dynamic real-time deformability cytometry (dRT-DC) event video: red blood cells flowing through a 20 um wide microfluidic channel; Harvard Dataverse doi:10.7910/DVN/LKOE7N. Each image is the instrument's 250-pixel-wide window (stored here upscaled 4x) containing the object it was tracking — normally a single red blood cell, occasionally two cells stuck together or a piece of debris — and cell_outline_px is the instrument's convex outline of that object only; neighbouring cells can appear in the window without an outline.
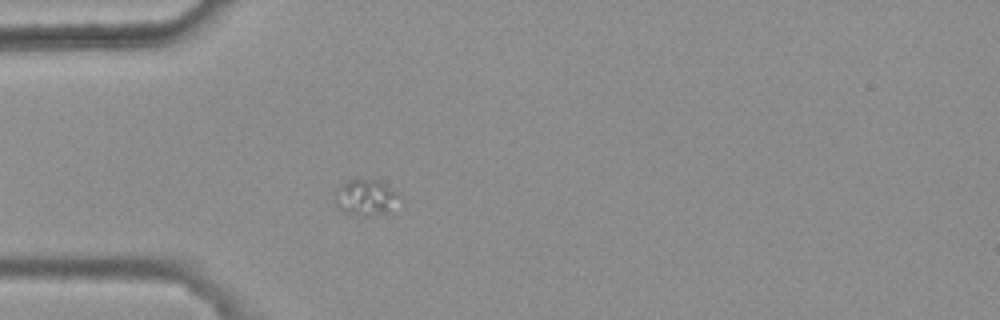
{"species": "common noctule bat (a hibernating species)", "species_latin": "Nyctalus noctula", "temperature_condition": "warm", "stored_images_in_passage": 2, "camera_frame_rate_fps": 3000, "um_per_image_px": 0.085, "animal": {"sex": "female", "body_mass_g": 25.1}, "frame": {"image": 1, "passage_image": 2, "time_ms": 0.333, "image_size_px": [1000, 320], "cell_outline_px": [[400, 196], [388, 212], [368, 216], [360, 216], [344, 212], [340, 208], [332, 196], [348, 180], [376, 180], [396, 192]], "centroid_in_image_um": [31.05, 16.81], "position_along_channel_um": 53.9, "area_um2": 12.95}}